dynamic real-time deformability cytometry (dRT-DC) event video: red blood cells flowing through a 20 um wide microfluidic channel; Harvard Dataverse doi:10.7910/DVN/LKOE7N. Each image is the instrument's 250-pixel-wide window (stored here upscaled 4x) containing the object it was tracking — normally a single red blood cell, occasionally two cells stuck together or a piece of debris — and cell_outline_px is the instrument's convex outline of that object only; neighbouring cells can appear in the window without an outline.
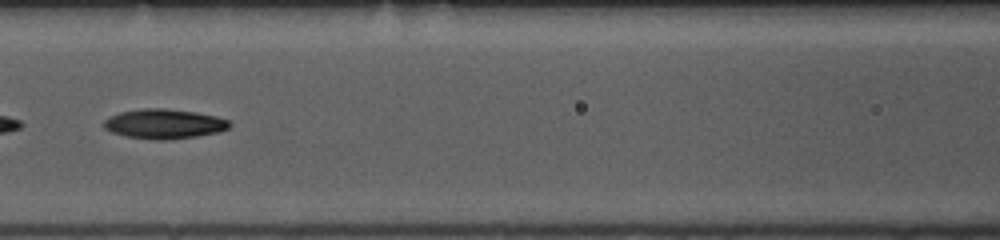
{"species": "common noctule bat (a hibernating species)", "species_latin": "Nyctalus noctula", "temperature_condition": "room temperature", "stored_images_in_passage": 42, "camera_frame_rate_fps": 3000, "um_per_image_px": 0.085, "animal": {"sex": "female", "body_mass_g": 10.0, "forearm_length_mm": 53.1}, "frame": {"image": 1, "passage_image": 14, "time_ms": 4.333, "image_size_px": [1000, 240], "cell_outline_px": [[232, 124], [228, 128], [220, 132], [196, 136], [164, 140], [156, 140], [128, 136], [112, 132], [104, 128], [104, 120], [120, 112], [140, 108], [164, 108], [196, 112], [216, 116], [228, 120]], "centroid_in_image_um": [13.98, 10.52], "position_along_channel_um": 152.6, "area_um2": 21.62}}
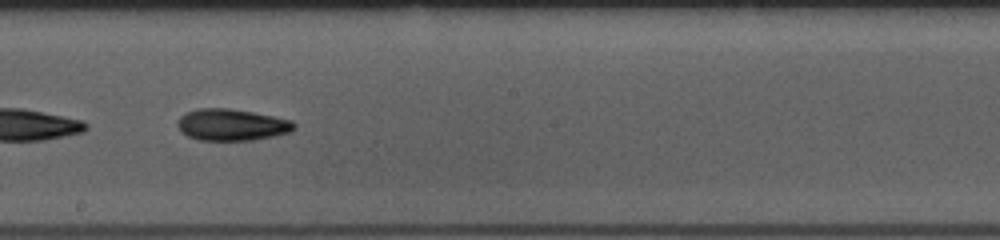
{"frame": {"image": 2, "passage_image": 20, "time_ms": 6.333, "image_size_px": [1000, 240], "cell_outline_px": [[296, 128], [288, 132], [276, 136], [252, 140], [200, 140], [188, 136], [180, 132], [176, 124], [180, 116], [184, 112], [196, 108], [228, 108], [252, 112], [292, 120], [296, 124]], "centroid_in_image_um": [19.66, 10.6], "position_along_channel_um": 228.5, "area_um2": 21.68}}
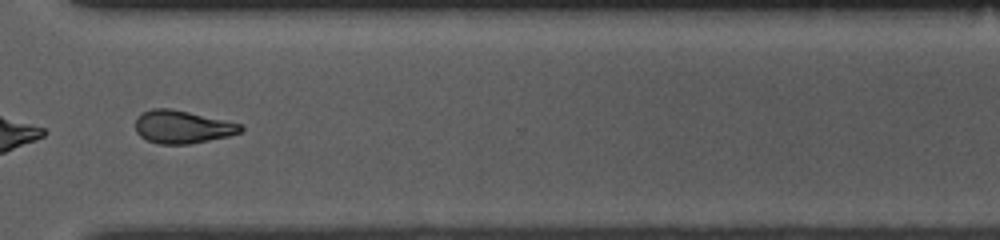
{"frame": {"image": 3, "passage_image": 30, "time_ms": 9.667, "image_size_px": [1000, 240], "cell_outline_px": [[244, 128], [240, 132], [228, 136], [188, 144], [160, 144], [148, 140], [140, 136], [136, 132], [136, 120], [144, 112], [152, 108], [168, 108], [188, 112], [244, 124]], "centroid_in_image_um": [15.52, 10.79], "position_along_channel_um": 355.1, "area_um2": 19.94}, "authors_computed_cell_mechanics": {"area_um2": 20.8947, "velocity_mm_per_s": 3.8115, "shape_relaxation_time_tau1_ms": 5.3151, "shape_relaxation_time_tau2_ms": 9.4551, "deformation_change_tau1": 0.1562, "deformation_change_tau2": 0.2071}}